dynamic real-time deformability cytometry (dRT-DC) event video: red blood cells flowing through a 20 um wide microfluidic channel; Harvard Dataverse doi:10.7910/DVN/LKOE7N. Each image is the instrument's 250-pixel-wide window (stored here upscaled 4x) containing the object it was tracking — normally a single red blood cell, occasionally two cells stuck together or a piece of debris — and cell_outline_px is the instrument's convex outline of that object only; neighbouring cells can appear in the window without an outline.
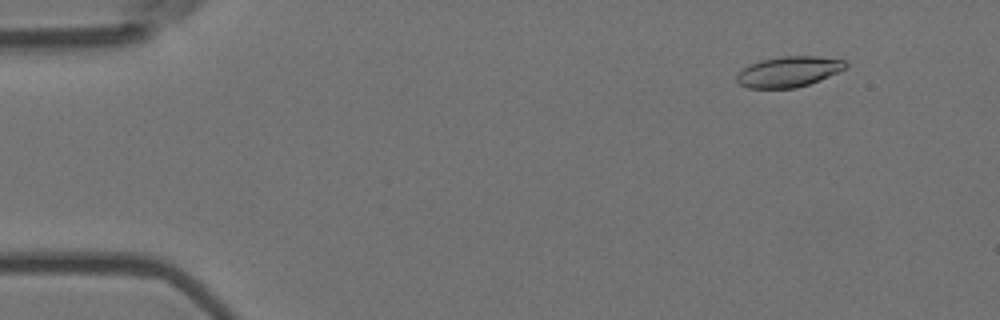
{"species": "Egyptian fruit bat (a non-hibernating species)", "species_latin": "Rousettus aegyptiacus", "temperature_condition": "room temperature", "stored_images_in_passage": 4, "camera_frame_rate_fps": 3000, "um_per_image_px": 0.085, "animal": {"sex": "female"}, "frame": {"image": 1, "passage_image": 1, "time_ms": 0.0, "image_size_px": [1000, 320], "cell_outline_px": [[848, 64], [844, 68], [820, 80], [796, 88], [748, 88], [740, 84], [736, 80], [736, 76], [744, 68], [760, 60], [784, 56], [816, 56], [844, 60]], "centroid_in_image_um": [67.03, 6.09], "position_along_channel_um": 18.0, "area_um2": 19.07}}
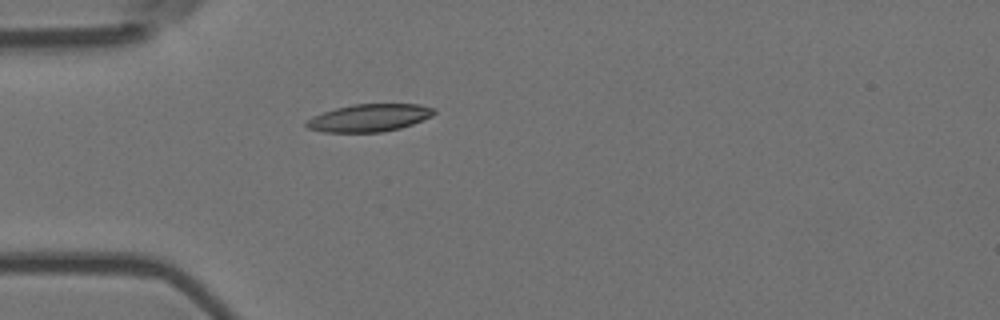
{"frame": {"image": 2, "passage_image": 4, "time_ms": 1.0, "image_size_px": [1000, 320], "cell_outline_px": [[436, 112], [432, 116], [412, 124], [400, 128], [380, 132], [324, 132], [308, 128], [304, 124], [312, 116], [336, 108], [352, 104], [420, 104], [436, 108]], "centroid_in_image_um": [31.41, 10.01], "position_along_channel_um": 53.6, "area_um2": 20.46}}